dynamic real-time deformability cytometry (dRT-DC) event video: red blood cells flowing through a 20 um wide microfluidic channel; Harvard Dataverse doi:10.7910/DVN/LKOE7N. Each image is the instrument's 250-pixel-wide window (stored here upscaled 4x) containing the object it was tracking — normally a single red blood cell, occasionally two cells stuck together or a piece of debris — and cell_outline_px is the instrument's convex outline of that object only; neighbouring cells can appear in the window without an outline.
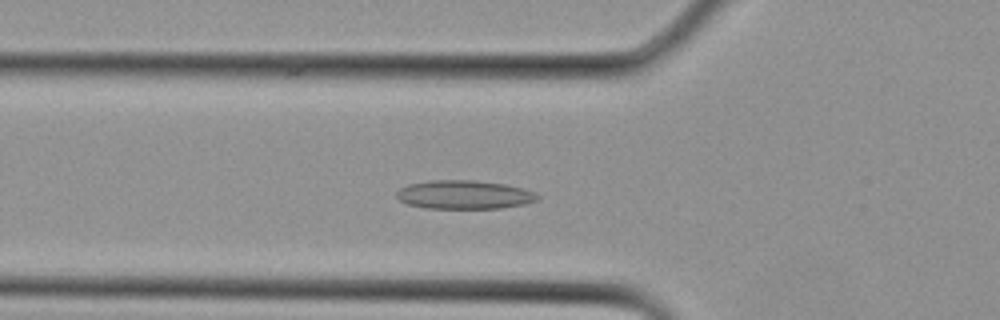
{"species": "Egyptian fruit bat (a non-hibernating species)", "species_latin": "Rousettus aegyptiacus", "temperature_condition": "cold", "stored_images_in_passage": 13, "camera_frame_rate_fps": 3000, "um_per_image_px": 0.085, "animal": {"sex": "female"}, "frame": {"image": 1, "passage_image": 5, "time_ms": 1.333, "image_size_px": [1000, 320], "cell_outline_px": [[540, 196], [536, 200], [524, 204], [500, 208], [424, 208], [408, 204], [400, 200], [396, 196], [396, 192], [400, 188], [408, 184], [432, 180], [476, 180], [504, 184], [524, 188]], "centroid_in_image_um": [39.43, 16.54], "position_along_channel_um": 86.4, "area_um2": 23.47}}
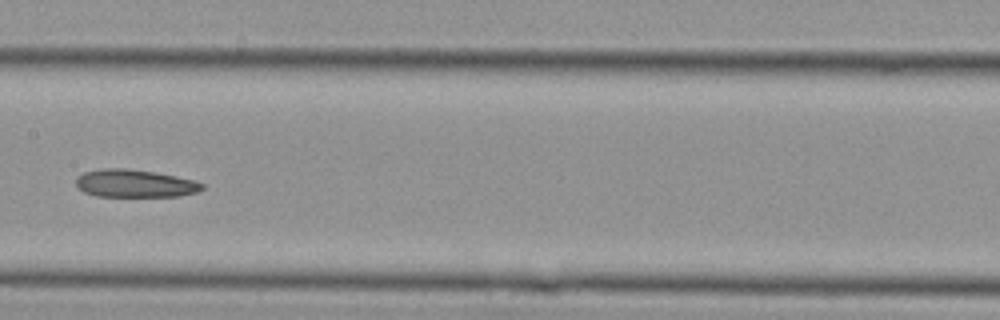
{"frame": {"image": 2, "passage_image": 10, "time_ms": 3.0, "image_size_px": [1000, 320], "cell_outline_px": [[204, 188], [196, 192], [180, 196], [96, 196], [84, 192], [76, 188], [76, 176], [84, 172], [100, 168], [124, 168], [156, 172], [196, 180], [204, 184]], "centroid_in_image_um": [11.44, 15.58], "position_along_channel_um": 196.0, "area_um2": 20.63}}
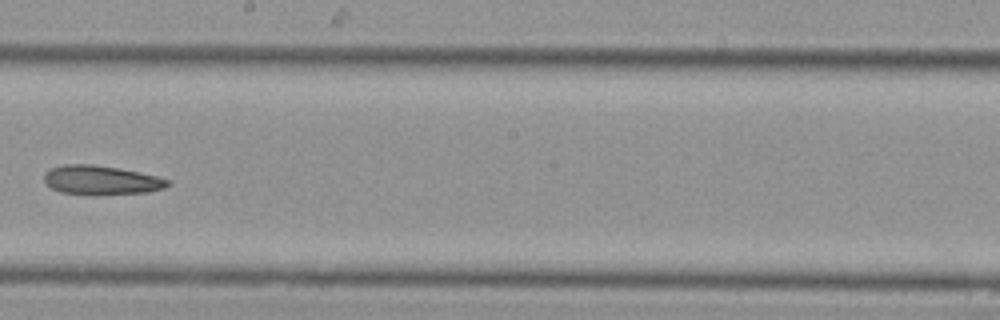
{"frame": {"image": 3, "passage_image": 12, "time_ms": 3.667, "image_size_px": [1000, 320], "cell_outline_px": [[168, 184], [164, 188], [148, 192], [60, 192], [52, 188], [44, 180], [44, 172], [52, 168], [64, 164], [92, 164], [120, 168], [156, 176], [168, 180]], "centroid_in_image_um": [8.57, 15.25], "position_along_channel_um": 239.6, "area_um2": 19.88}}